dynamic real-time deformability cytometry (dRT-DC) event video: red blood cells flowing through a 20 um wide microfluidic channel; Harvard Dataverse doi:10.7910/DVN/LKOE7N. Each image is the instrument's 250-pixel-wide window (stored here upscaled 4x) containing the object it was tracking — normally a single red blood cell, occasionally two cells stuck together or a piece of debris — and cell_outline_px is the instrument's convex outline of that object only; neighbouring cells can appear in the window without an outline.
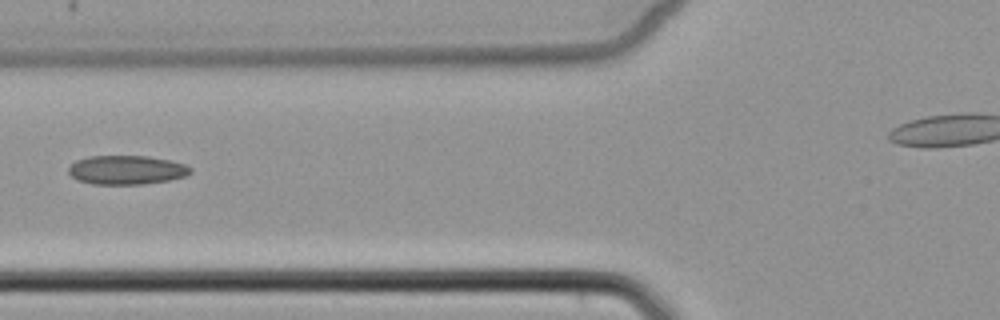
{"species": "common noctule bat (a hibernating species)", "species_latin": "Nyctalus noctula", "temperature_condition": "cold", "stored_images_in_passage": 7, "camera_frame_rate_fps": 3000, "um_per_image_px": 0.085, "animal": {"sex": "female", "body_mass_g": 22.7, "forearm_length_mm": 54.2}, "frame": {"image": 1, "passage_image": 7, "time_ms": 7.0, "image_size_px": [1000, 320], "cell_outline_px": [[192, 172], [184, 176], [168, 180], [144, 184], [92, 184], [76, 180], [68, 172], [68, 168], [76, 160], [88, 156], [148, 156], [172, 160], [184, 164], [192, 168]], "centroid_in_image_um": [10.75, 14.44], "position_along_channel_um": 115.1, "area_um2": 20.69}}